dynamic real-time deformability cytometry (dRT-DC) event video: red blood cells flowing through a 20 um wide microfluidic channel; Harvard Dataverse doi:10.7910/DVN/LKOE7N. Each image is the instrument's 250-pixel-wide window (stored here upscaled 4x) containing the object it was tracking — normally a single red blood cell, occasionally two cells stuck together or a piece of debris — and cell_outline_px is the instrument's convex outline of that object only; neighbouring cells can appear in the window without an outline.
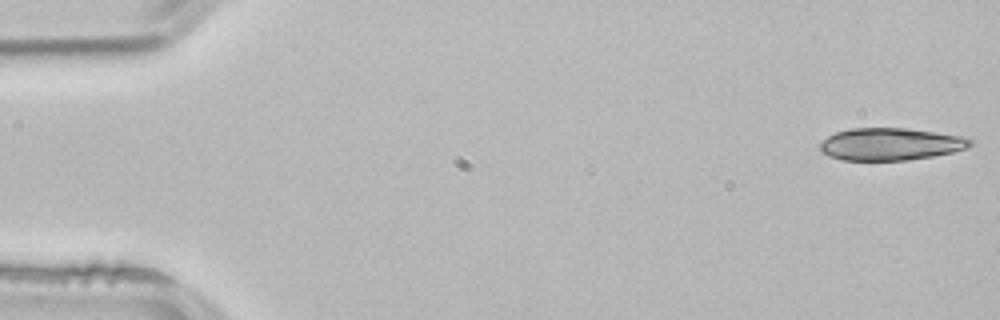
{"species": "common noctule bat (a hibernating species)", "species_latin": "Nyctalus noctula", "temperature_condition": "room temperature", "stored_images_in_passage": 3, "camera_frame_rate_fps": 3000, "um_per_image_px": 0.085, "animal": {"sex": "male", "body_mass_g": 21.5, "forearm_length_mm": 52.0}, "frame": {"image": 1, "passage_image": 1, "time_ms": 0.0, "image_size_px": [1000, 320], "cell_outline_px": [[972, 144], [968, 148], [952, 152], [932, 156], [908, 160], [840, 160], [828, 156], [820, 152], [820, 144], [828, 136], [836, 132], [852, 128], [908, 128], [968, 136], [972, 140]], "centroid_in_image_um": [75.73, 12.24], "position_along_channel_um": 9.3, "area_um2": 28.55}}
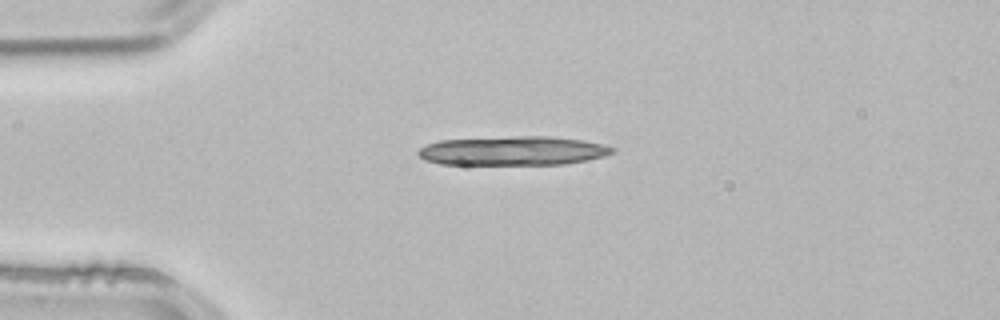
{"frame": {"image": 2, "passage_image": 3, "time_ms": 0.667, "image_size_px": [1000, 320], "cell_outline_px": [[616, 148], [612, 152], [604, 156], [588, 160], [564, 164], [440, 164], [424, 160], [416, 152], [420, 148], [428, 144], [440, 140], [516, 136], [552, 136], [584, 140], [604, 144]], "centroid_in_image_um": [43.62, 12.81], "position_along_channel_um": 41.4, "area_um2": 32.95}}